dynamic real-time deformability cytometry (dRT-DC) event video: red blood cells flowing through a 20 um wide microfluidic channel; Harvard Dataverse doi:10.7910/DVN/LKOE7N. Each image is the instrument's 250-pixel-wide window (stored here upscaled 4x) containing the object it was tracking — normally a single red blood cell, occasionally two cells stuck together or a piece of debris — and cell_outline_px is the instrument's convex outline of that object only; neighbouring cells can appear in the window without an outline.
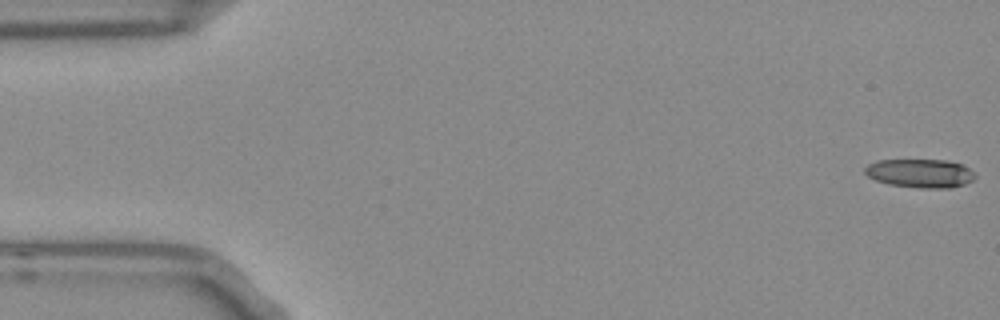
{"species": "Egyptian fruit bat (a non-hibernating species)", "species_latin": "Rousettus aegyptiacus", "temperature_condition": "room temperature", "stored_images_in_passage": 54, "camera_frame_rate_fps": 3000, "um_per_image_px": 0.085, "frame": {"image": 1, "passage_image": 1, "time_ms": 0.0, "image_size_px": [1000, 320], "cell_outline_px": [[976, 176], [972, 180], [964, 184], [948, 188], [920, 188], [888, 184], [876, 180], [868, 176], [864, 172], [864, 168], [868, 164], [876, 160], [944, 160], [964, 164]], "centroid_in_image_um": [78.19, 14.72], "position_along_channel_um": 6.8, "area_um2": 18.38}}
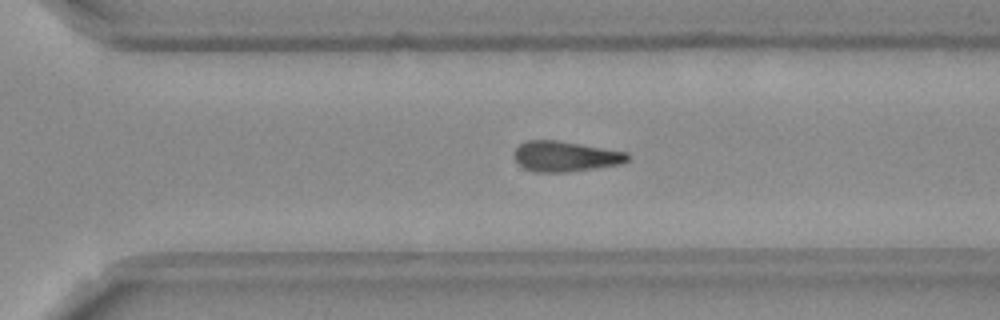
{"frame": {"image": 2, "passage_image": 37, "time_ms": 12.0, "image_size_px": [1000, 320], "cell_outline_px": [[628, 160], [624, 164], [568, 172], [536, 172], [524, 168], [512, 156], [512, 152], [520, 144], [528, 140], [556, 140], [628, 152]], "centroid_in_image_um": [48.05, 13.29], "position_along_channel_um": 322.6, "area_um2": 20.17}}
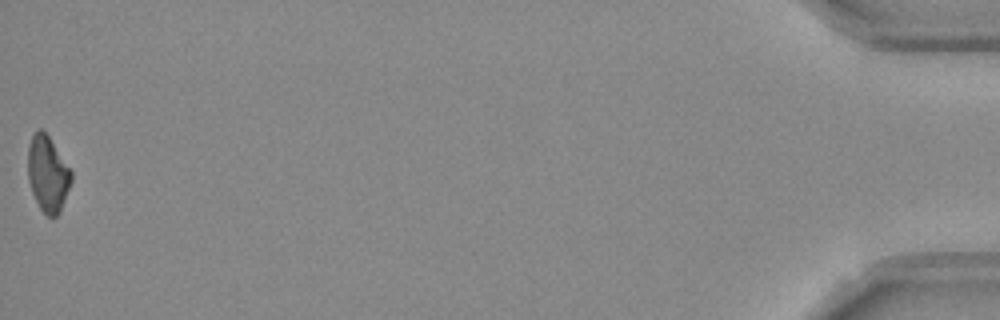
{"frame": {"image": 3, "passage_image": 54, "time_ms": 17.667, "image_size_px": [1000, 320], "cell_outline_px": [[72, 180], [60, 212], [52, 220], [40, 208], [32, 192], [28, 180], [28, 144], [32, 136], [40, 128], [48, 136], [72, 172]], "centroid_in_image_um": [4.05, 14.81], "position_along_channel_um": 431.1, "area_um2": 18.96}}